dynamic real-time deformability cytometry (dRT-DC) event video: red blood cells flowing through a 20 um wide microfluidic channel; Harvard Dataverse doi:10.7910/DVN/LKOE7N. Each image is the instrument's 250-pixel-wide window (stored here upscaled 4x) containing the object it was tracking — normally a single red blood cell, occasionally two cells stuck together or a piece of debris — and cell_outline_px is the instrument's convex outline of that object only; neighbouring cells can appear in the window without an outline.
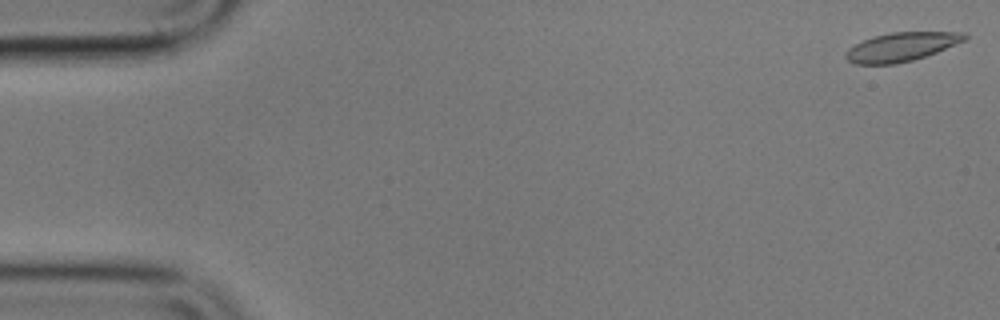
{"species": "common noctule bat (a hibernating species)", "species_latin": "Nyctalus noctula", "temperature_condition": "cold", "stored_images_in_passage": 15, "camera_frame_rate_fps": 3000, "um_per_image_px": 0.085, "animal": {"sex": "male", "body_mass_g": 17.9}, "frame": {"image": 1, "passage_image": 1, "time_ms": 0.0, "image_size_px": [1000, 320], "cell_outline_px": [[968, 36], [964, 40], [936, 52], [912, 60], [896, 64], [856, 64], [848, 60], [844, 56], [848, 48], [872, 36], [892, 32], [964, 32]], "centroid_in_image_um": [76.58, 3.98], "position_along_channel_um": 8.4, "area_um2": 19.71}}
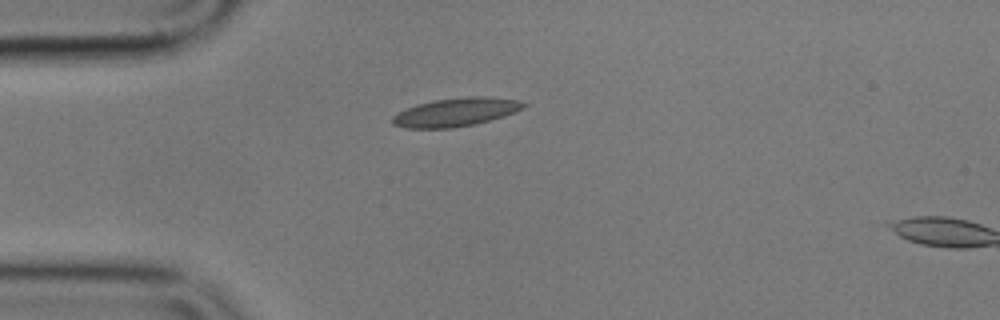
{"frame": {"image": 2, "passage_image": 14, "time_ms": 4.333, "image_size_px": [1000, 320], "cell_outline_px": [[528, 104], [524, 108], [504, 116], [476, 124], [452, 128], [404, 128], [392, 124], [392, 116], [416, 104], [436, 100], [468, 96], [484, 96], [520, 100]], "centroid_in_image_um": [38.77, 9.53], "position_along_channel_um": 46.2, "area_um2": 21.73}}